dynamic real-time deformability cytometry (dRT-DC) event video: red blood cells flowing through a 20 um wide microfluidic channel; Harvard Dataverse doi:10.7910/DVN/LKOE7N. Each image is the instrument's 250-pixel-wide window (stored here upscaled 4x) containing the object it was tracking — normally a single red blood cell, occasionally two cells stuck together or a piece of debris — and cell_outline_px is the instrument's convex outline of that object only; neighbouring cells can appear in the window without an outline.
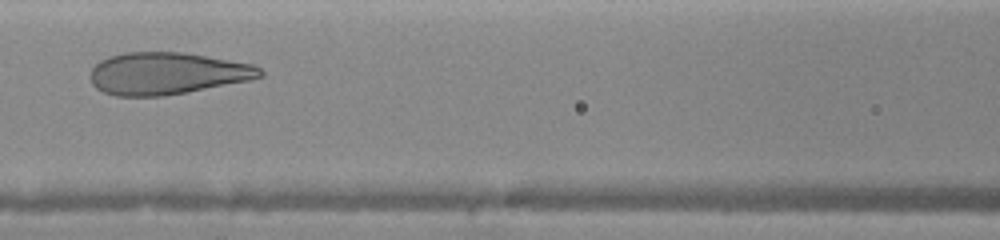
{"species": "human", "species_latin": "Homo sapiens", "temperature_condition": "warm", "stored_images_in_passage": 10, "camera_frame_rate_fps": 3000, "um_per_image_px": 0.085, "donor": {"sex": "female"}, "frame": {"image": 1, "passage_image": 4, "time_ms": 2.667, "image_size_px": [1000, 240], "cell_outline_px": [[264, 76], [252, 80], [164, 96], [116, 96], [104, 92], [96, 88], [92, 84], [88, 76], [92, 68], [100, 60], [108, 56], [124, 52], [180, 52], [252, 64], [260, 68], [264, 72]], "centroid_in_image_um": [14.16, 6.24], "position_along_channel_um": 152.4, "area_um2": 41.73}}
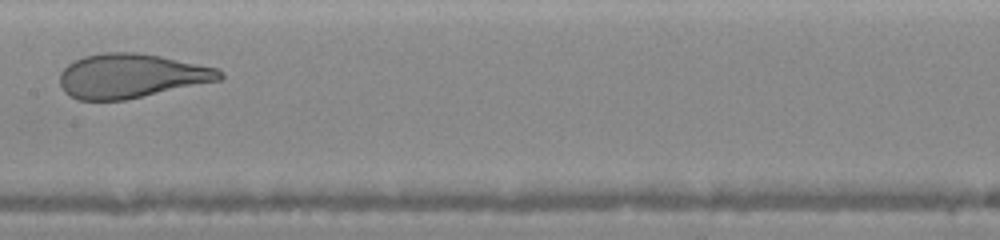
{"frame": {"image": 2, "passage_image": 5, "time_ms": 3.667, "image_size_px": [1000, 240], "cell_outline_px": [[224, 76], [220, 80], [124, 100], [76, 100], [64, 92], [60, 84], [60, 72], [68, 64], [84, 56], [104, 52], [136, 52], [160, 56], [216, 68]], "centroid_in_image_um": [11.09, 6.45], "position_along_channel_um": 196.3, "area_um2": 40.92}}
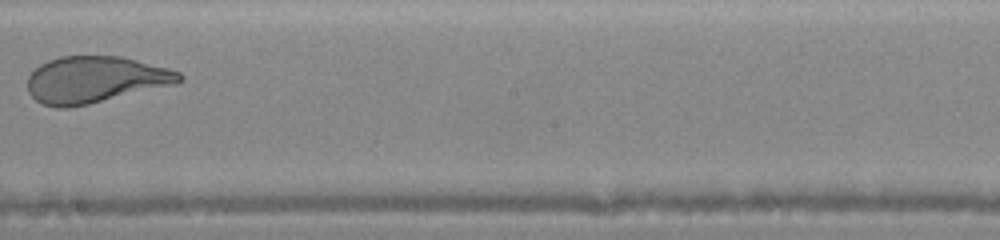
{"frame": {"image": 3, "passage_image": 6, "time_ms": 4.667, "image_size_px": [1000, 240], "cell_outline_px": [[184, 80], [176, 84], [88, 104], [68, 108], [56, 108], [44, 104], [36, 100], [28, 92], [28, 76], [40, 64], [48, 60], [60, 56], [120, 56], [168, 68], [180, 72], [184, 76]], "centroid_in_image_um": [8.1, 6.77], "position_along_channel_um": 240.1, "area_um2": 41.15}}